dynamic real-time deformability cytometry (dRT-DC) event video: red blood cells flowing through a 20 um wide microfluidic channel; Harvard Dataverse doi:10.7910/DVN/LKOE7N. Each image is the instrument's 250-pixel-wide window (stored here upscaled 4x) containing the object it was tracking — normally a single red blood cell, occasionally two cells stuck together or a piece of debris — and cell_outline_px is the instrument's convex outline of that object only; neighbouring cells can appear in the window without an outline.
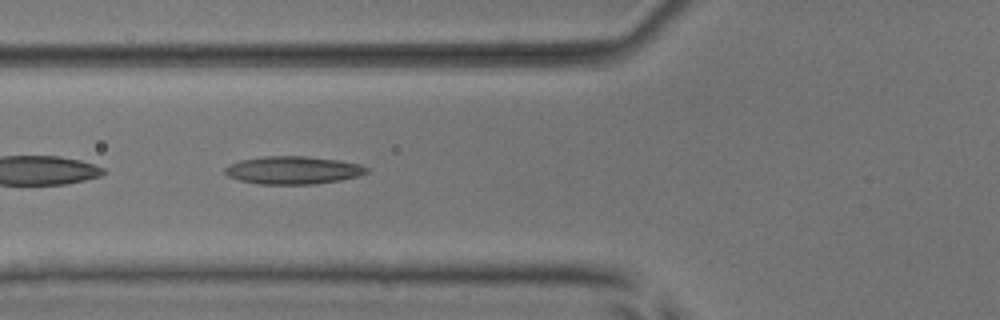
{"species": "common noctule bat (a hibernating species)", "species_latin": "Nyctalus noctula", "temperature_condition": "room temperature", "stored_images_in_passage": 36, "camera_frame_rate_fps": 3000, "um_per_image_px": 0.085, "animal": {"sex": "male", "body_mass_g": 17.9, "forearm_length_mm": 54.2}, "frame": {"image": 1, "passage_image": 4, "time_ms": 1.0, "image_size_px": [1000, 320], "cell_outline_px": [[368, 172], [356, 176], [340, 180], [312, 184], [256, 184], [240, 180], [228, 176], [224, 172], [224, 168], [228, 164], [240, 160], [264, 156], [304, 156], [340, 160], [360, 164], [368, 168]], "centroid_in_image_um": [24.87, 14.46], "position_along_channel_um": 100.9, "area_um2": 23.0}}
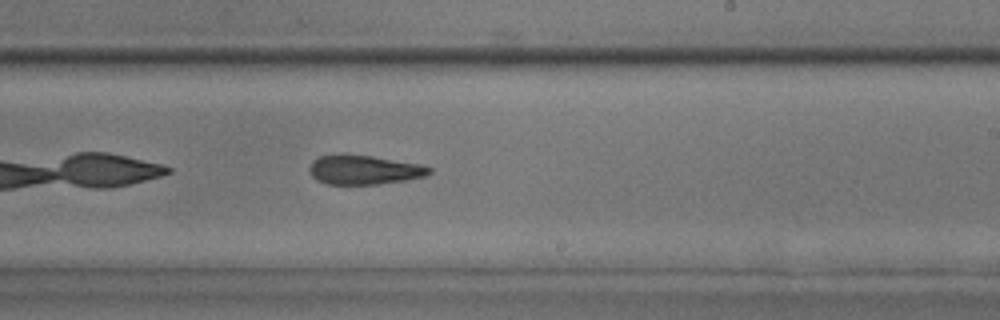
{"frame": {"image": 2, "passage_image": 16, "time_ms": 5.0, "image_size_px": [1000, 320], "cell_outline_px": [[432, 172], [424, 176], [408, 180], [376, 184], [324, 184], [316, 180], [312, 176], [308, 168], [312, 160], [320, 156], [340, 152], [344, 152], [372, 156], [420, 164], [432, 168]], "centroid_in_image_um": [30.89, 14.41], "position_along_channel_um": 258.1, "area_um2": 20.92}}
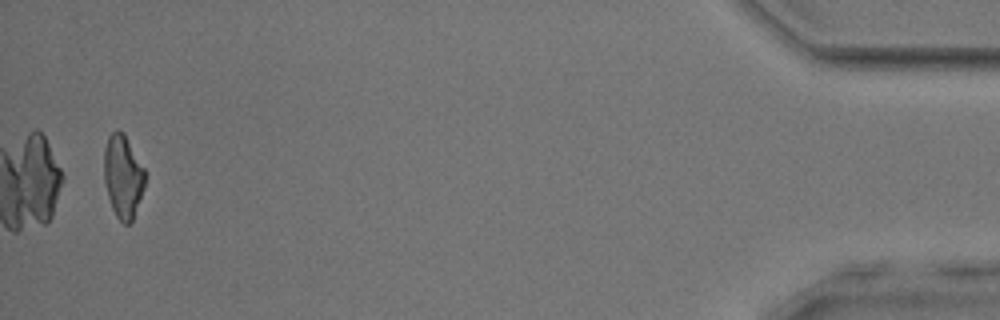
{"frame": {"image": 3, "passage_image": 35, "time_ms": 11.333, "image_size_px": [1000, 320], "cell_outline_px": [[144, 188], [132, 220], [128, 224], [124, 224], [116, 216], [112, 208], [108, 196], [104, 180], [104, 148], [108, 136], [116, 128], [124, 132], [144, 168]], "centroid_in_image_um": [10.43, 14.95], "position_along_channel_um": 424.8, "area_um2": 19.77}, "authors_computed_cell_mechanics": {"area_um2": 21.0103, "velocity_mm_per_s": 3.9425, "shape_relaxation_time_tau1_ms": null, "shape_relaxation_time_tau2_ms": 5.6643, "deformation_change_tau1": null, "deformation_change_tau2": 0.1736}}